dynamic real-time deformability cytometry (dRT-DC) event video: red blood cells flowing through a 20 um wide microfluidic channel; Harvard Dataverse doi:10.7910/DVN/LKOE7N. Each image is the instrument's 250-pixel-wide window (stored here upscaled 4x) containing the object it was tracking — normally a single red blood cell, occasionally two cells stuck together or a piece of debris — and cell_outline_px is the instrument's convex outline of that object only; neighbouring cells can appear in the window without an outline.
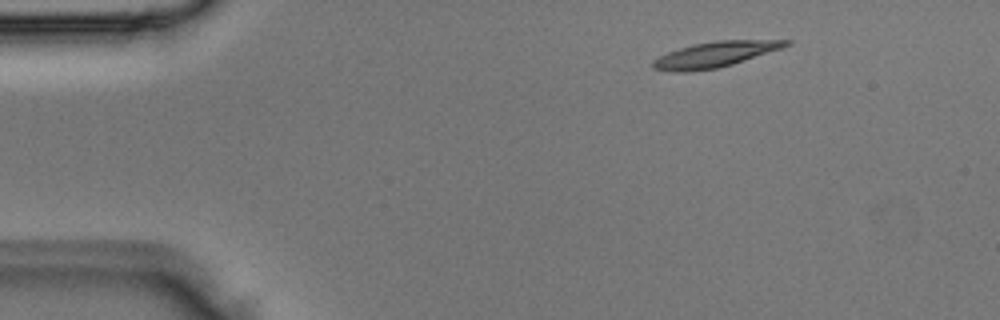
{"species": "Egyptian fruit bat (a non-hibernating species)", "species_latin": "Rousettus aegyptiacus", "temperature_condition": "room temperature", "stored_images_in_passage": 4, "camera_frame_rate_fps": 3000, "um_per_image_px": 0.085, "animal": {"sex": "male"}, "frame": {"image": 1, "passage_image": 2, "time_ms": 0.333, "image_size_px": [1000, 320], "cell_outline_px": [[792, 44], [784, 48], [732, 64], [716, 68], [688, 72], [672, 72], [652, 68], [652, 60], [668, 52], [692, 44], [716, 40], [792, 40]], "centroid_in_image_um": [60.79, 4.62], "position_along_channel_um": 24.2, "area_um2": 19.88}}
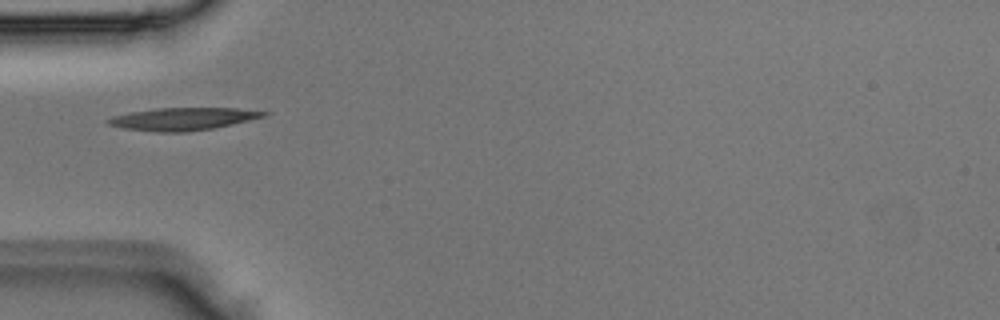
{"frame": {"image": 2, "passage_image": 4, "time_ms": 1.0, "image_size_px": [1000, 320], "cell_outline_px": [[272, 112], [268, 116], [232, 124], [212, 128], [184, 132], [156, 132], [124, 128], [108, 124], [104, 120], [112, 116], [132, 112], [156, 108], [236, 108]], "centroid_in_image_um": [15.58, 10.1], "position_along_channel_um": 69.4, "area_um2": 20.46}}